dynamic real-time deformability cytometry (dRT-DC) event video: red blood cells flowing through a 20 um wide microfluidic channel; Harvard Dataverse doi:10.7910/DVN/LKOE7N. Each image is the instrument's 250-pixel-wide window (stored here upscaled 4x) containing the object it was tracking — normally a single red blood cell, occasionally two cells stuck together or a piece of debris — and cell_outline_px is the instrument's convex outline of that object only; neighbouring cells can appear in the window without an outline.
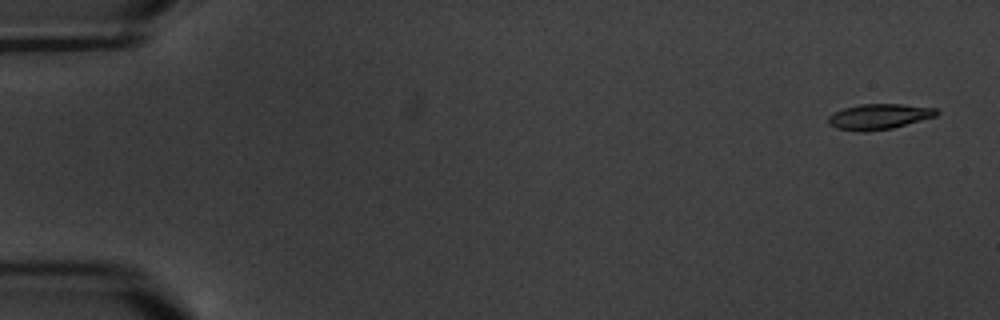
{"species": "common noctule bat (a hibernating species)", "species_latin": "Nyctalus noctula", "temperature_condition": "warm", "stored_images_in_passage": 5, "camera_frame_rate_fps": 3000, "um_per_image_px": 0.085, "animal": {"sex": "male", "body_mass_g": 20.1, "forearm_length_mm": 53.5}, "frame": {"image": 1, "passage_image": 1, "time_ms": 0.0, "image_size_px": [1000, 320], "cell_outline_px": [[940, 112], [936, 116], [892, 128], [864, 132], [860, 132], [836, 128], [828, 124], [828, 116], [844, 108], [860, 104], [900, 104], [936, 108]], "centroid_in_image_um": [74.71, 9.91], "position_along_channel_um": 10.3, "area_um2": 16.01}}